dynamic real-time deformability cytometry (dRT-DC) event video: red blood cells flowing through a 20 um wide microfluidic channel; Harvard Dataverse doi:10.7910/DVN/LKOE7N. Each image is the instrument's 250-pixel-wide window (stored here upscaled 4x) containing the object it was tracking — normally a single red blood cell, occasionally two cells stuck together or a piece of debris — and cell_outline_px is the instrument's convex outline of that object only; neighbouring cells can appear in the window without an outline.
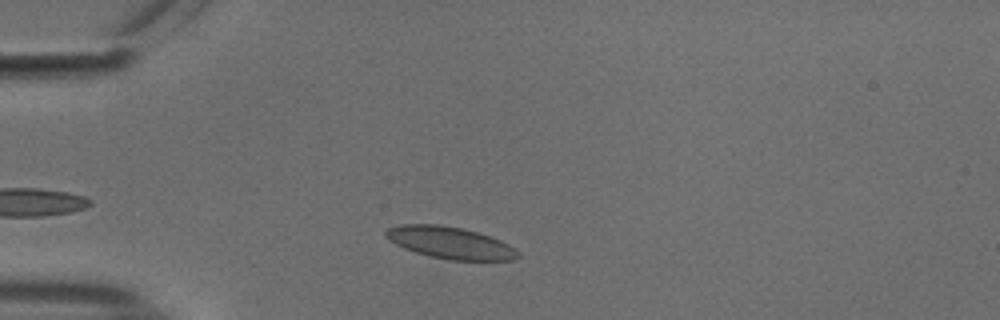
{"species": "common noctule bat (a hibernating species)", "species_latin": "Nyctalus noctula", "temperature_condition": "cold", "stored_images_in_passage": 41, "camera_frame_rate_fps": 3000, "um_per_image_px": 0.085, "animal": {"sex": "male", "body_mass_g": 18.8}, "frame": {"image": 1, "passage_image": 5, "time_ms": 1.333, "image_size_px": [1000, 320], "cell_outline_px": [[520, 256], [516, 260], [452, 260], [432, 256], [416, 252], [404, 248], [396, 244], [384, 236], [384, 232], [388, 228], [400, 224], [440, 224], [460, 228], [476, 232], [500, 240], [508, 244], [520, 252]], "centroid_in_image_um": [38.26, 20.63], "position_along_channel_um": 46.7, "area_um2": 24.39}}
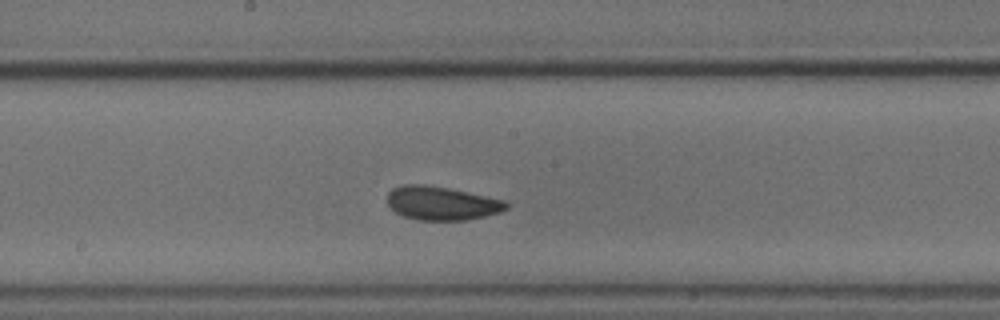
{"frame": {"image": 2, "passage_image": 20, "time_ms": 6.333, "image_size_px": [1000, 320], "cell_outline_px": [[508, 208], [500, 212], [484, 216], [464, 220], [420, 220], [404, 216], [396, 212], [388, 204], [388, 192], [392, 188], [404, 184], [424, 184], [448, 188], [508, 200]], "centroid_in_image_um": [37.57, 17.26], "position_along_channel_um": 210.6, "area_um2": 23.35}}
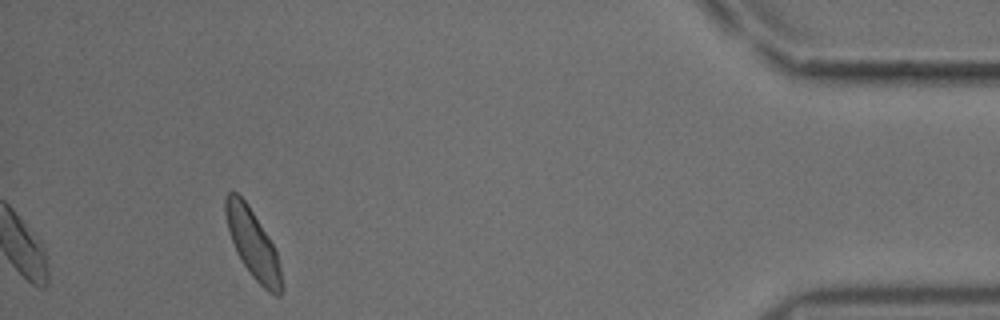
{"frame": {"image": 3, "passage_image": 41, "time_ms": 13.333, "image_size_px": [1000, 320], "cell_outline_px": [[284, 288], [280, 296], [276, 296], [268, 292], [252, 276], [244, 264], [228, 232], [224, 212], [224, 196], [228, 192], [236, 192], [248, 204], [268, 236], [276, 252], [280, 268]], "centroid_in_image_um": [21.49, 20.72], "position_along_channel_um": 413.7, "area_um2": 22.2}, "authors_computed_cell_mechanics": {"area_um2": 22.7732, "velocity_mm_per_s": 3.7114, "shape_relaxation_time_tau1_ms": 2.1354, "shape_relaxation_time_tau2_ms": 1.9467, "deformation_change_tau1": 0.072, "deformation_change_tau2": 0.0577}}